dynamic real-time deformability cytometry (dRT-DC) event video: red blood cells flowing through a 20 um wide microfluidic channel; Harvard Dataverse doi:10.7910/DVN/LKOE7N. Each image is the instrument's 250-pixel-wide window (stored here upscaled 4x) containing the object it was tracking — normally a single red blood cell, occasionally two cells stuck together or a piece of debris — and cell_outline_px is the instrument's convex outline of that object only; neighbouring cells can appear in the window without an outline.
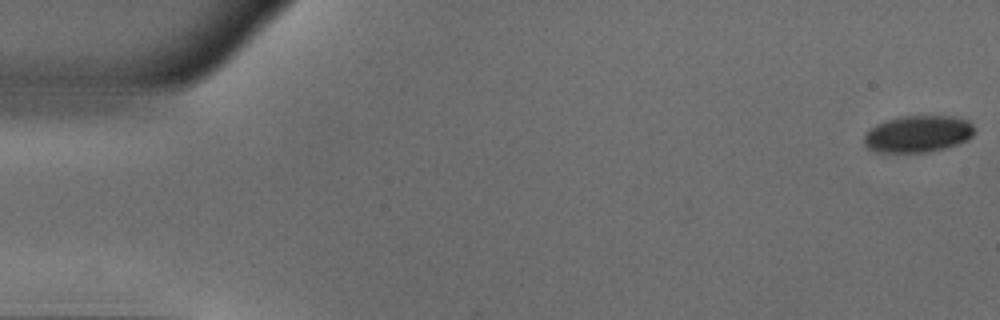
{"species": "common noctule bat (a hibernating species)", "species_latin": "Nyctalus noctula", "temperature_condition": "warm", "stored_images_in_passage": 51, "camera_frame_rate_fps": 3000, "um_per_image_px": 0.085, "animal": {"sex": "male", "body_mass_g": 18.8}, "frame": {"image": 1, "passage_image": 1, "time_ms": 0.0, "image_size_px": [1000, 320], "cell_outline_px": [[972, 136], [968, 140], [944, 148], [928, 152], [876, 152], [868, 148], [864, 144], [864, 136], [876, 124], [900, 116], [956, 116], [968, 120], [972, 124]], "centroid_in_image_um": [78.03, 11.38], "position_along_channel_um": 7.0, "area_um2": 23.52}}
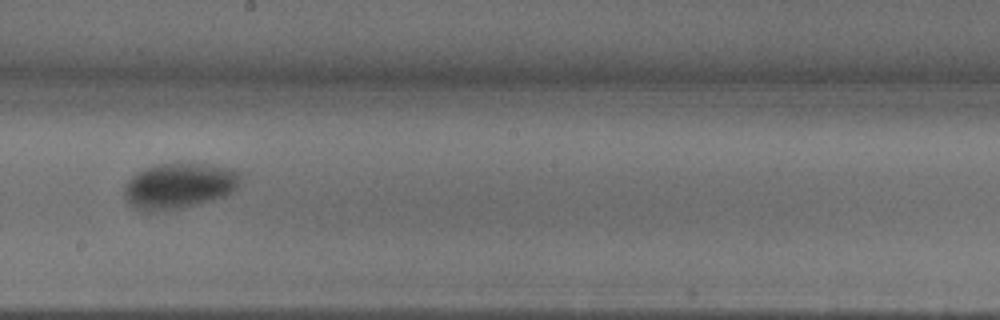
{"frame": {"image": 2, "passage_image": 29, "time_ms": 9.333, "image_size_px": [1000, 320], "cell_outline_px": [[244, 176], [240, 188], [224, 196], [180, 208], [152, 212], [144, 212], [128, 204], [124, 200], [124, 184], [136, 172], [152, 164], [176, 160], [212, 164], [232, 168], [240, 172]], "centroid_in_image_um": [15.24, 15.73], "position_along_channel_um": 233.0, "area_um2": 32.37}}
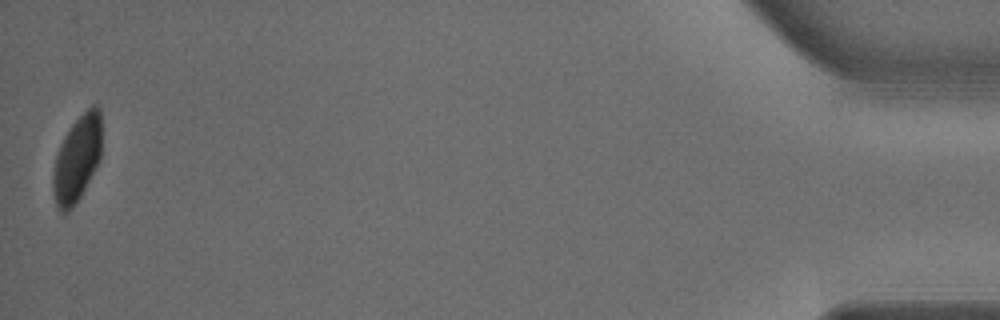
{"frame": {"image": 3, "passage_image": 51, "time_ms": 16.667, "image_size_px": [1000, 320], "cell_outline_px": [[100, 156], [80, 196], [72, 208], [68, 212], [60, 212], [56, 208], [52, 192], [52, 180], [56, 152], [64, 136], [72, 124], [92, 104], [96, 104], [100, 108]], "centroid_in_image_um": [6.5, 13.51], "position_along_channel_um": 428.7, "area_um2": 24.1}, "authors_computed_cell_mechanics": {"area_um2": 28.7844, "velocity_mm_per_s": 3.9353, "shape_relaxation_time_tau1_ms": 5.5315, "shape_relaxation_time_tau2_ms": null, "deformation_change_tau1": 0.1567, "deformation_change_tau2": null}}